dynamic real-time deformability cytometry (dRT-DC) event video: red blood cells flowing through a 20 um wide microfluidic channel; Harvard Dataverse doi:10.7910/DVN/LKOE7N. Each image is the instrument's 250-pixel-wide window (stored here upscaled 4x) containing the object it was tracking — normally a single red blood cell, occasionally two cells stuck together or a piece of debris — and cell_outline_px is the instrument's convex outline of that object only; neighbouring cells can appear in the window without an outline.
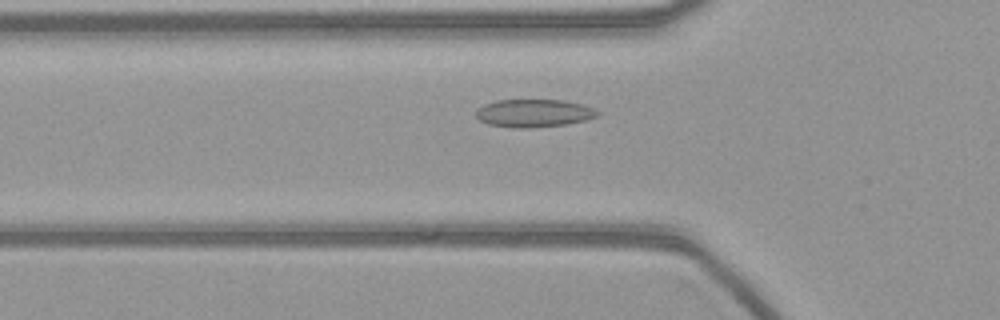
{"species": "common noctule bat (a hibernating species)", "species_latin": "Nyctalus noctula", "temperature_condition": "warm", "stored_images_in_passage": 50, "camera_frame_rate_fps": 3000, "um_per_image_px": 0.085, "animal": {"sex": "female", "body_mass_g": 21.9}, "frame": {"image": 1, "passage_image": 13, "time_ms": 4.0, "image_size_px": [1000, 320], "cell_outline_px": [[600, 112], [596, 116], [588, 120], [564, 124], [532, 128], [512, 128], [488, 124], [480, 120], [476, 116], [476, 108], [484, 104], [496, 100], [564, 100], [580, 104], [592, 108]], "centroid_in_image_um": [45.34, 9.62], "position_along_channel_um": 80.5, "area_um2": 19.77}}
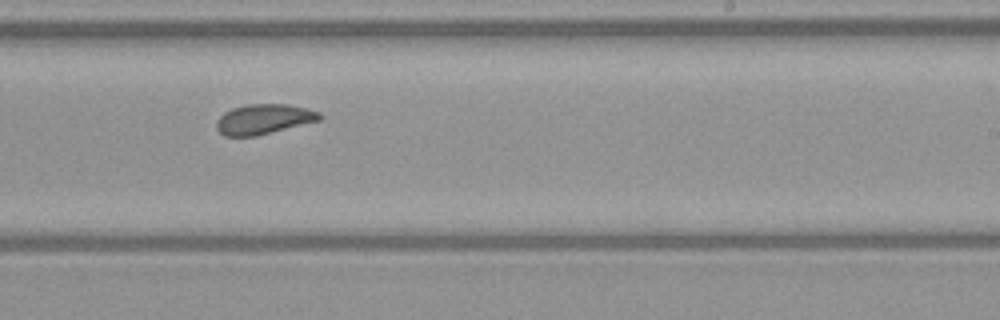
{"frame": {"image": 2, "passage_image": 28, "time_ms": 9.0, "image_size_px": [1000, 320], "cell_outline_px": [[324, 116], [320, 120], [256, 136], [224, 136], [216, 128], [216, 120], [224, 112], [232, 108], [248, 104], [288, 104], [308, 108], [320, 112]], "centroid_in_image_um": [22.43, 10.12], "position_along_channel_um": 266.6, "area_um2": 18.15}}
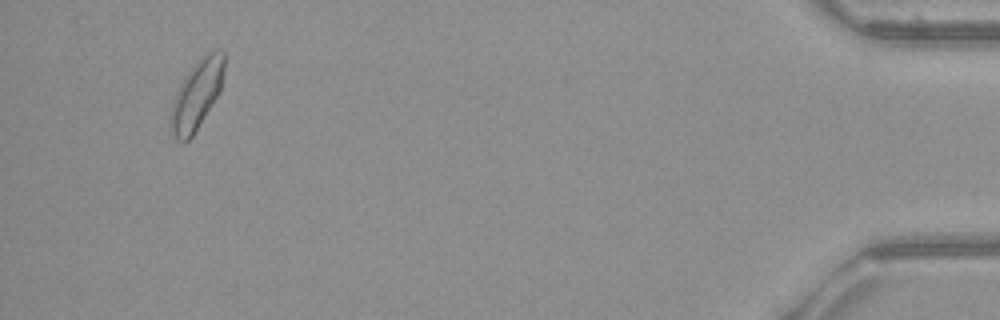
{"frame": {"image": 3, "passage_image": 47, "time_ms": 15.333, "image_size_px": [1000, 320], "cell_outline_px": [[224, 72], [220, 88], [212, 104], [192, 136], [188, 140], [176, 140], [168, 132], [168, 116], [176, 92], [180, 84], [188, 72], [200, 56], [208, 52], [224, 52]], "centroid_in_image_um": [16.65, 8.1], "position_along_channel_um": 418.6, "area_um2": 21.44}}